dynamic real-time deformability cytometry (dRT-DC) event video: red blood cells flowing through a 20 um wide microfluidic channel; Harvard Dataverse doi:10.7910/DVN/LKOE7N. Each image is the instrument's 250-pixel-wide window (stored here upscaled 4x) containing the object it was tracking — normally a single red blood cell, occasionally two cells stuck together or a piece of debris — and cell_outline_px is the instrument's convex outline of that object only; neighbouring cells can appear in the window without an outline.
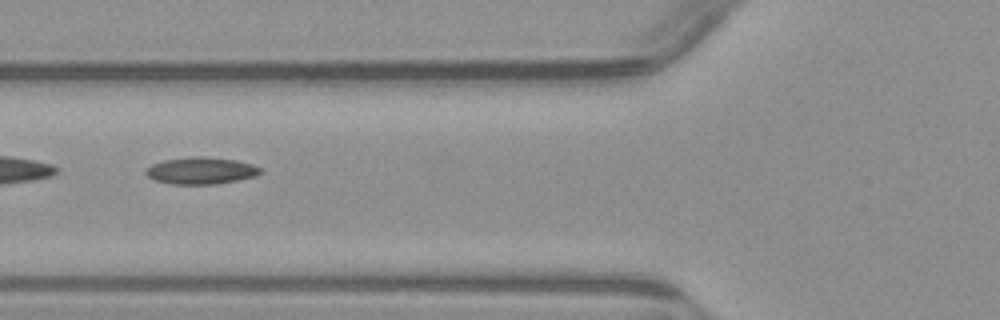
{"species": "common noctule bat (a hibernating species)", "species_latin": "Nyctalus noctula", "temperature_condition": "warm", "stored_images_in_passage": 5, "camera_frame_rate_fps": 3000, "um_per_image_px": 0.085, "animal": {"sex": "male", "body_mass_g": 23.1, "forearm_length_mm": 52.7}, "frame": {"image": 1, "passage_image": 2, "time_ms": 1.333, "image_size_px": [1000, 320], "cell_outline_px": [[264, 168], [256, 176], [216, 184], [172, 184], [156, 180], [148, 176], [144, 172], [144, 168], [152, 164], [164, 160], [188, 156], [200, 156], [236, 160], [252, 164]], "centroid_in_image_um": [17.07, 14.49], "position_along_channel_um": 108.7, "area_um2": 18.03}}
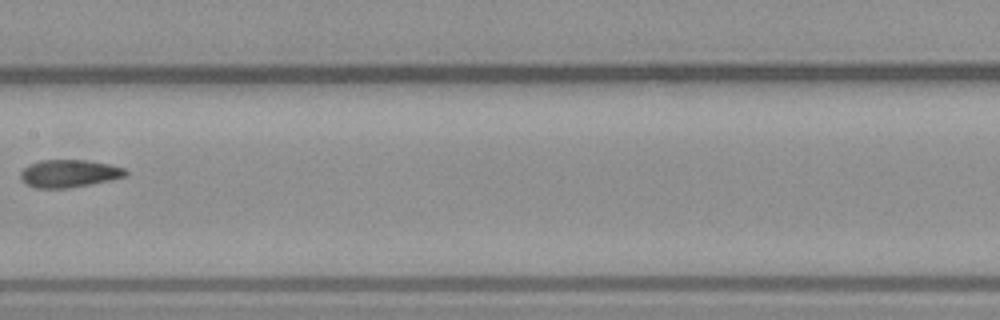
{"frame": {"image": 2, "passage_image": 4, "time_ms": 3.667, "image_size_px": [1000, 320], "cell_outline_px": [[128, 172], [124, 176], [108, 180], [68, 188], [36, 188], [28, 184], [20, 176], [20, 172], [28, 164], [40, 160], [84, 160], [108, 164], [124, 168]], "centroid_in_image_um": [5.83, 14.73], "position_along_channel_um": 201.6, "area_um2": 16.59}}
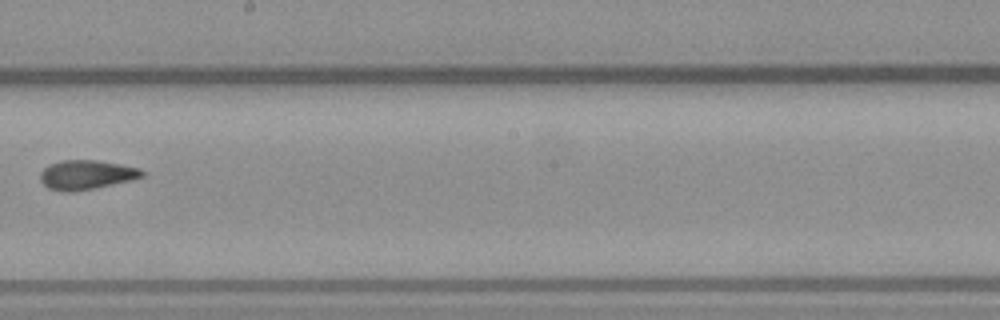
{"frame": {"image": 3, "passage_image": 5, "time_ms": 4.667, "image_size_px": [1000, 320], "cell_outline_px": [[144, 176], [112, 184], [72, 192], [64, 192], [48, 188], [40, 180], [40, 172], [48, 164], [60, 160], [96, 160], [120, 164], [140, 168], [144, 172]], "centroid_in_image_um": [7.29, 14.84], "position_along_channel_um": 240.9, "area_um2": 17.28}}